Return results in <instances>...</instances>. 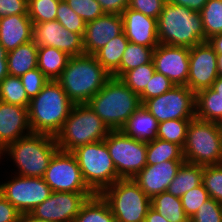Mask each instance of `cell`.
I'll return each mask as SVG.
<instances>
[{"mask_svg": "<svg viewBox=\"0 0 222 222\" xmlns=\"http://www.w3.org/2000/svg\"><path fill=\"white\" fill-rule=\"evenodd\" d=\"M112 76L93 55L70 57L56 80L74 104L87 103Z\"/></svg>", "mask_w": 222, "mask_h": 222, "instance_id": "obj_1", "label": "cell"}, {"mask_svg": "<svg viewBox=\"0 0 222 222\" xmlns=\"http://www.w3.org/2000/svg\"><path fill=\"white\" fill-rule=\"evenodd\" d=\"M87 105L100 117L110 131L121 130L141 106L139 95L119 78L111 77Z\"/></svg>", "mask_w": 222, "mask_h": 222, "instance_id": "obj_2", "label": "cell"}, {"mask_svg": "<svg viewBox=\"0 0 222 222\" xmlns=\"http://www.w3.org/2000/svg\"><path fill=\"white\" fill-rule=\"evenodd\" d=\"M159 44L192 48L205 42L200 12L166 2L157 20Z\"/></svg>", "mask_w": 222, "mask_h": 222, "instance_id": "obj_3", "label": "cell"}, {"mask_svg": "<svg viewBox=\"0 0 222 222\" xmlns=\"http://www.w3.org/2000/svg\"><path fill=\"white\" fill-rule=\"evenodd\" d=\"M73 104L61 85L56 80H50L30 100L28 115L31 131L55 137L69 116Z\"/></svg>", "mask_w": 222, "mask_h": 222, "instance_id": "obj_4", "label": "cell"}, {"mask_svg": "<svg viewBox=\"0 0 222 222\" xmlns=\"http://www.w3.org/2000/svg\"><path fill=\"white\" fill-rule=\"evenodd\" d=\"M59 150L55 137L31 132L8 144L0 156L8 154L18 172L26 177H43L53 155Z\"/></svg>", "mask_w": 222, "mask_h": 222, "instance_id": "obj_5", "label": "cell"}, {"mask_svg": "<svg viewBox=\"0 0 222 222\" xmlns=\"http://www.w3.org/2000/svg\"><path fill=\"white\" fill-rule=\"evenodd\" d=\"M109 132L108 127L87 103L73 104L55 140L59 150L72 152L80 146L104 140Z\"/></svg>", "mask_w": 222, "mask_h": 222, "instance_id": "obj_6", "label": "cell"}, {"mask_svg": "<svg viewBox=\"0 0 222 222\" xmlns=\"http://www.w3.org/2000/svg\"><path fill=\"white\" fill-rule=\"evenodd\" d=\"M184 160L208 166L222 164V132L216 122L193 118L183 147Z\"/></svg>", "mask_w": 222, "mask_h": 222, "instance_id": "obj_7", "label": "cell"}, {"mask_svg": "<svg viewBox=\"0 0 222 222\" xmlns=\"http://www.w3.org/2000/svg\"><path fill=\"white\" fill-rule=\"evenodd\" d=\"M71 153L77 160L85 183L95 194H100L121 179L104 140L80 146Z\"/></svg>", "mask_w": 222, "mask_h": 222, "instance_id": "obj_8", "label": "cell"}, {"mask_svg": "<svg viewBox=\"0 0 222 222\" xmlns=\"http://www.w3.org/2000/svg\"><path fill=\"white\" fill-rule=\"evenodd\" d=\"M100 195L108 203L115 222H145L151 199L133 178L117 180Z\"/></svg>", "mask_w": 222, "mask_h": 222, "instance_id": "obj_9", "label": "cell"}, {"mask_svg": "<svg viewBox=\"0 0 222 222\" xmlns=\"http://www.w3.org/2000/svg\"><path fill=\"white\" fill-rule=\"evenodd\" d=\"M104 142L121 179L135 177L147 165V142L134 139L121 130L110 131Z\"/></svg>", "mask_w": 222, "mask_h": 222, "instance_id": "obj_10", "label": "cell"}, {"mask_svg": "<svg viewBox=\"0 0 222 222\" xmlns=\"http://www.w3.org/2000/svg\"><path fill=\"white\" fill-rule=\"evenodd\" d=\"M142 107L158 123L174 119L195 118V93L187 86L175 85L158 97L145 100Z\"/></svg>", "mask_w": 222, "mask_h": 222, "instance_id": "obj_11", "label": "cell"}, {"mask_svg": "<svg viewBox=\"0 0 222 222\" xmlns=\"http://www.w3.org/2000/svg\"><path fill=\"white\" fill-rule=\"evenodd\" d=\"M0 193L21 213H30L52 193L43 177L14 175L10 181L0 183Z\"/></svg>", "mask_w": 222, "mask_h": 222, "instance_id": "obj_12", "label": "cell"}, {"mask_svg": "<svg viewBox=\"0 0 222 222\" xmlns=\"http://www.w3.org/2000/svg\"><path fill=\"white\" fill-rule=\"evenodd\" d=\"M52 192H93L85 183L75 156L58 150L43 176Z\"/></svg>", "mask_w": 222, "mask_h": 222, "instance_id": "obj_13", "label": "cell"}, {"mask_svg": "<svg viewBox=\"0 0 222 222\" xmlns=\"http://www.w3.org/2000/svg\"><path fill=\"white\" fill-rule=\"evenodd\" d=\"M94 195V192H52L30 214L52 222H73L82 205Z\"/></svg>", "mask_w": 222, "mask_h": 222, "instance_id": "obj_14", "label": "cell"}, {"mask_svg": "<svg viewBox=\"0 0 222 222\" xmlns=\"http://www.w3.org/2000/svg\"><path fill=\"white\" fill-rule=\"evenodd\" d=\"M218 76L217 53L208 41L190 48L186 86L196 93L202 89L212 87Z\"/></svg>", "mask_w": 222, "mask_h": 222, "instance_id": "obj_15", "label": "cell"}, {"mask_svg": "<svg viewBox=\"0 0 222 222\" xmlns=\"http://www.w3.org/2000/svg\"><path fill=\"white\" fill-rule=\"evenodd\" d=\"M33 40L38 47H54L70 57L84 55L83 36L66 29L57 20L33 24Z\"/></svg>", "mask_w": 222, "mask_h": 222, "instance_id": "obj_16", "label": "cell"}, {"mask_svg": "<svg viewBox=\"0 0 222 222\" xmlns=\"http://www.w3.org/2000/svg\"><path fill=\"white\" fill-rule=\"evenodd\" d=\"M190 48L159 44L153 51L155 71L168 77L174 85H187Z\"/></svg>", "mask_w": 222, "mask_h": 222, "instance_id": "obj_17", "label": "cell"}, {"mask_svg": "<svg viewBox=\"0 0 222 222\" xmlns=\"http://www.w3.org/2000/svg\"><path fill=\"white\" fill-rule=\"evenodd\" d=\"M123 32L122 16L118 14H103L97 19L86 23L83 35L84 54L94 55L112 38Z\"/></svg>", "mask_w": 222, "mask_h": 222, "instance_id": "obj_18", "label": "cell"}, {"mask_svg": "<svg viewBox=\"0 0 222 222\" xmlns=\"http://www.w3.org/2000/svg\"><path fill=\"white\" fill-rule=\"evenodd\" d=\"M185 160H169L155 165H146L133 180L152 199L167 191L180 166Z\"/></svg>", "mask_w": 222, "mask_h": 222, "instance_id": "obj_19", "label": "cell"}, {"mask_svg": "<svg viewBox=\"0 0 222 222\" xmlns=\"http://www.w3.org/2000/svg\"><path fill=\"white\" fill-rule=\"evenodd\" d=\"M31 132L28 108L0 101V151Z\"/></svg>", "mask_w": 222, "mask_h": 222, "instance_id": "obj_20", "label": "cell"}, {"mask_svg": "<svg viewBox=\"0 0 222 222\" xmlns=\"http://www.w3.org/2000/svg\"><path fill=\"white\" fill-rule=\"evenodd\" d=\"M121 16L123 32L129 42L146 47L159 45L157 19L146 16L129 7L123 11Z\"/></svg>", "mask_w": 222, "mask_h": 222, "instance_id": "obj_21", "label": "cell"}, {"mask_svg": "<svg viewBox=\"0 0 222 222\" xmlns=\"http://www.w3.org/2000/svg\"><path fill=\"white\" fill-rule=\"evenodd\" d=\"M33 40V23L28 14L0 18V44L7 52Z\"/></svg>", "mask_w": 222, "mask_h": 222, "instance_id": "obj_22", "label": "cell"}, {"mask_svg": "<svg viewBox=\"0 0 222 222\" xmlns=\"http://www.w3.org/2000/svg\"><path fill=\"white\" fill-rule=\"evenodd\" d=\"M38 46L34 40L21 44L16 49L7 52L8 73L20 77L26 72L37 68Z\"/></svg>", "mask_w": 222, "mask_h": 222, "instance_id": "obj_23", "label": "cell"}, {"mask_svg": "<svg viewBox=\"0 0 222 222\" xmlns=\"http://www.w3.org/2000/svg\"><path fill=\"white\" fill-rule=\"evenodd\" d=\"M158 122L142 106L127 120L121 131L134 139L152 141L156 138Z\"/></svg>", "mask_w": 222, "mask_h": 222, "instance_id": "obj_24", "label": "cell"}, {"mask_svg": "<svg viewBox=\"0 0 222 222\" xmlns=\"http://www.w3.org/2000/svg\"><path fill=\"white\" fill-rule=\"evenodd\" d=\"M203 180V166L184 161L170 183L167 191L178 198L200 184Z\"/></svg>", "mask_w": 222, "mask_h": 222, "instance_id": "obj_25", "label": "cell"}, {"mask_svg": "<svg viewBox=\"0 0 222 222\" xmlns=\"http://www.w3.org/2000/svg\"><path fill=\"white\" fill-rule=\"evenodd\" d=\"M195 117L218 123L222 118V96L211 87L195 93Z\"/></svg>", "mask_w": 222, "mask_h": 222, "instance_id": "obj_26", "label": "cell"}, {"mask_svg": "<svg viewBox=\"0 0 222 222\" xmlns=\"http://www.w3.org/2000/svg\"><path fill=\"white\" fill-rule=\"evenodd\" d=\"M70 56L54 47H38L37 67L51 81L57 80L65 67Z\"/></svg>", "mask_w": 222, "mask_h": 222, "instance_id": "obj_27", "label": "cell"}, {"mask_svg": "<svg viewBox=\"0 0 222 222\" xmlns=\"http://www.w3.org/2000/svg\"><path fill=\"white\" fill-rule=\"evenodd\" d=\"M129 40L124 32L112 38L105 46L98 50L93 56L98 63L112 75L120 66L122 55Z\"/></svg>", "mask_w": 222, "mask_h": 222, "instance_id": "obj_28", "label": "cell"}, {"mask_svg": "<svg viewBox=\"0 0 222 222\" xmlns=\"http://www.w3.org/2000/svg\"><path fill=\"white\" fill-rule=\"evenodd\" d=\"M155 48L128 42L120 66L111 76L120 78L125 72L150 63L153 60Z\"/></svg>", "mask_w": 222, "mask_h": 222, "instance_id": "obj_29", "label": "cell"}, {"mask_svg": "<svg viewBox=\"0 0 222 222\" xmlns=\"http://www.w3.org/2000/svg\"><path fill=\"white\" fill-rule=\"evenodd\" d=\"M73 222H115L108 203L100 194L87 199Z\"/></svg>", "mask_w": 222, "mask_h": 222, "instance_id": "obj_30", "label": "cell"}, {"mask_svg": "<svg viewBox=\"0 0 222 222\" xmlns=\"http://www.w3.org/2000/svg\"><path fill=\"white\" fill-rule=\"evenodd\" d=\"M151 207L169 222H189L181 198L171 195L168 191L154 196L151 199Z\"/></svg>", "mask_w": 222, "mask_h": 222, "instance_id": "obj_31", "label": "cell"}, {"mask_svg": "<svg viewBox=\"0 0 222 222\" xmlns=\"http://www.w3.org/2000/svg\"><path fill=\"white\" fill-rule=\"evenodd\" d=\"M169 160H184L183 148L180 145L159 138L147 142V165Z\"/></svg>", "mask_w": 222, "mask_h": 222, "instance_id": "obj_32", "label": "cell"}, {"mask_svg": "<svg viewBox=\"0 0 222 222\" xmlns=\"http://www.w3.org/2000/svg\"><path fill=\"white\" fill-rule=\"evenodd\" d=\"M0 101L28 108L30 99L20 77L7 75L0 82Z\"/></svg>", "mask_w": 222, "mask_h": 222, "instance_id": "obj_33", "label": "cell"}, {"mask_svg": "<svg viewBox=\"0 0 222 222\" xmlns=\"http://www.w3.org/2000/svg\"><path fill=\"white\" fill-rule=\"evenodd\" d=\"M205 32V42L222 33V0H208L199 11Z\"/></svg>", "mask_w": 222, "mask_h": 222, "instance_id": "obj_34", "label": "cell"}, {"mask_svg": "<svg viewBox=\"0 0 222 222\" xmlns=\"http://www.w3.org/2000/svg\"><path fill=\"white\" fill-rule=\"evenodd\" d=\"M191 119L167 120L158 124L156 138L184 147L188 125Z\"/></svg>", "mask_w": 222, "mask_h": 222, "instance_id": "obj_35", "label": "cell"}, {"mask_svg": "<svg viewBox=\"0 0 222 222\" xmlns=\"http://www.w3.org/2000/svg\"><path fill=\"white\" fill-rule=\"evenodd\" d=\"M155 73L153 60L150 63L125 72L119 79L137 95H140Z\"/></svg>", "mask_w": 222, "mask_h": 222, "instance_id": "obj_36", "label": "cell"}, {"mask_svg": "<svg viewBox=\"0 0 222 222\" xmlns=\"http://www.w3.org/2000/svg\"><path fill=\"white\" fill-rule=\"evenodd\" d=\"M60 0H28L27 13L33 24L56 20Z\"/></svg>", "mask_w": 222, "mask_h": 222, "instance_id": "obj_37", "label": "cell"}, {"mask_svg": "<svg viewBox=\"0 0 222 222\" xmlns=\"http://www.w3.org/2000/svg\"><path fill=\"white\" fill-rule=\"evenodd\" d=\"M202 183L210 198L222 203V164L203 166Z\"/></svg>", "mask_w": 222, "mask_h": 222, "instance_id": "obj_38", "label": "cell"}, {"mask_svg": "<svg viewBox=\"0 0 222 222\" xmlns=\"http://www.w3.org/2000/svg\"><path fill=\"white\" fill-rule=\"evenodd\" d=\"M56 20L71 32L84 35L86 23L65 0H60L58 4Z\"/></svg>", "mask_w": 222, "mask_h": 222, "instance_id": "obj_39", "label": "cell"}, {"mask_svg": "<svg viewBox=\"0 0 222 222\" xmlns=\"http://www.w3.org/2000/svg\"><path fill=\"white\" fill-rule=\"evenodd\" d=\"M208 199L210 196L203 183L183 194L181 201L186 216L190 219Z\"/></svg>", "mask_w": 222, "mask_h": 222, "instance_id": "obj_40", "label": "cell"}, {"mask_svg": "<svg viewBox=\"0 0 222 222\" xmlns=\"http://www.w3.org/2000/svg\"><path fill=\"white\" fill-rule=\"evenodd\" d=\"M65 2L85 23L91 22L105 14L97 0H65Z\"/></svg>", "mask_w": 222, "mask_h": 222, "instance_id": "obj_41", "label": "cell"}, {"mask_svg": "<svg viewBox=\"0 0 222 222\" xmlns=\"http://www.w3.org/2000/svg\"><path fill=\"white\" fill-rule=\"evenodd\" d=\"M20 79L30 100L50 81L38 67L26 72Z\"/></svg>", "mask_w": 222, "mask_h": 222, "instance_id": "obj_42", "label": "cell"}, {"mask_svg": "<svg viewBox=\"0 0 222 222\" xmlns=\"http://www.w3.org/2000/svg\"><path fill=\"white\" fill-rule=\"evenodd\" d=\"M173 86L175 85L168 77L155 71L152 79L147 84L144 91L139 95L141 103H143L145 100L164 94Z\"/></svg>", "mask_w": 222, "mask_h": 222, "instance_id": "obj_43", "label": "cell"}, {"mask_svg": "<svg viewBox=\"0 0 222 222\" xmlns=\"http://www.w3.org/2000/svg\"><path fill=\"white\" fill-rule=\"evenodd\" d=\"M189 222H222V203L210 198L204 202Z\"/></svg>", "mask_w": 222, "mask_h": 222, "instance_id": "obj_44", "label": "cell"}, {"mask_svg": "<svg viewBox=\"0 0 222 222\" xmlns=\"http://www.w3.org/2000/svg\"><path fill=\"white\" fill-rule=\"evenodd\" d=\"M166 2L167 0H129L128 7L158 20Z\"/></svg>", "mask_w": 222, "mask_h": 222, "instance_id": "obj_45", "label": "cell"}, {"mask_svg": "<svg viewBox=\"0 0 222 222\" xmlns=\"http://www.w3.org/2000/svg\"><path fill=\"white\" fill-rule=\"evenodd\" d=\"M28 0H0V18L10 15L28 14Z\"/></svg>", "mask_w": 222, "mask_h": 222, "instance_id": "obj_46", "label": "cell"}, {"mask_svg": "<svg viewBox=\"0 0 222 222\" xmlns=\"http://www.w3.org/2000/svg\"><path fill=\"white\" fill-rule=\"evenodd\" d=\"M21 213L0 193V222H19Z\"/></svg>", "mask_w": 222, "mask_h": 222, "instance_id": "obj_47", "label": "cell"}, {"mask_svg": "<svg viewBox=\"0 0 222 222\" xmlns=\"http://www.w3.org/2000/svg\"><path fill=\"white\" fill-rule=\"evenodd\" d=\"M104 13L121 15L128 8L129 0H97Z\"/></svg>", "mask_w": 222, "mask_h": 222, "instance_id": "obj_48", "label": "cell"}, {"mask_svg": "<svg viewBox=\"0 0 222 222\" xmlns=\"http://www.w3.org/2000/svg\"><path fill=\"white\" fill-rule=\"evenodd\" d=\"M208 0H167L171 4H177L181 6L188 7L194 11H200Z\"/></svg>", "mask_w": 222, "mask_h": 222, "instance_id": "obj_49", "label": "cell"}, {"mask_svg": "<svg viewBox=\"0 0 222 222\" xmlns=\"http://www.w3.org/2000/svg\"><path fill=\"white\" fill-rule=\"evenodd\" d=\"M145 222H169L165 217L161 216L155 209L150 207L145 217Z\"/></svg>", "mask_w": 222, "mask_h": 222, "instance_id": "obj_50", "label": "cell"}, {"mask_svg": "<svg viewBox=\"0 0 222 222\" xmlns=\"http://www.w3.org/2000/svg\"><path fill=\"white\" fill-rule=\"evenodd\" d=\"M217 54L222 53V33L207 40Z\"/></svg>", "mask_w": 222, "mask_h": 222, "instance_id": "obj_51", "label": "cell"}, {"mask_svg": "<svg viewBox=\"0 0 222 222\" xmlns=\"http://www.w3.org/2000/svg\"><path fill=\"white\" fill-rule=\"evenodd\" d=\"M19 222H52V221L35 218L30 213H27V214H21Z\"/></svg>", "mask_w": 222, "mask_h": 222, "instance_id": "obj_52", "label": "cell"}, {"mask_svg": "<svg viewBox=\"0 0 222 222\" xmlns=\"http://www.w3.org/2000/svg\"><path fill=\"white\" fill-rule=\"evenodd\" d=\"M8 73V65L7 60H0V82L7 76Z\"/></svg>", "mask_w": 222, "mask_h": 222, "instance_id": "obj_53", "label": "cell"}, {"mask_svg": "<svg viewBox=\"0 0 222 222\" xmlns=\"http://www.w3.org/2000/svg\"><path fill=\"white\" fill-rule=\"evenodd\" d=\"M218 95L222 96V76H218V78L213 82L211 87Z\"/></svg>", "mask_w": 222, "mask_h": 222, "instance_id": "obj_54", "label": "cell"}, {"mask_svg": "<svg viewBox=\"0 0 222 222\" xmlns=\"http://www.w3.org/2000/svg\"><path fill=\"white\" fill-rule=\"evenodd\" d=\"M217 62H218V74L222 76V53L217 54Z\"/></svg>", "mask_w": 222, "mask_h": 222, "instance_id": "obj_55", "label": "cell"}, {"mask_svg": "<svg viewBox=\"0 0 222 222\" xmlns=\"http://www.w3.org/2000/svg\"><path fill=\"white\" fill-rule=\"evenodd\" d=\"M0 60H7V51L1 44H0Z\"/></svg>", "mask_w": 222, "mask_h": 222, "instance_id": "obj_56", "label": "cell"}, {"mask_svg": "<svg viewBox=\"0 0 222 222\" xmlns=\"http://www.w3.org/2000/svg\"><path fill=\"white\" fill-rule=\"evenodd\" d=\"M217 124H218L220 131L222 132V118L219 120V122Z\"/></svg>", "mask_w": 222, "mask_h": 222, "instance_id": "obj_57", "label": "cell"}]
</instances>
